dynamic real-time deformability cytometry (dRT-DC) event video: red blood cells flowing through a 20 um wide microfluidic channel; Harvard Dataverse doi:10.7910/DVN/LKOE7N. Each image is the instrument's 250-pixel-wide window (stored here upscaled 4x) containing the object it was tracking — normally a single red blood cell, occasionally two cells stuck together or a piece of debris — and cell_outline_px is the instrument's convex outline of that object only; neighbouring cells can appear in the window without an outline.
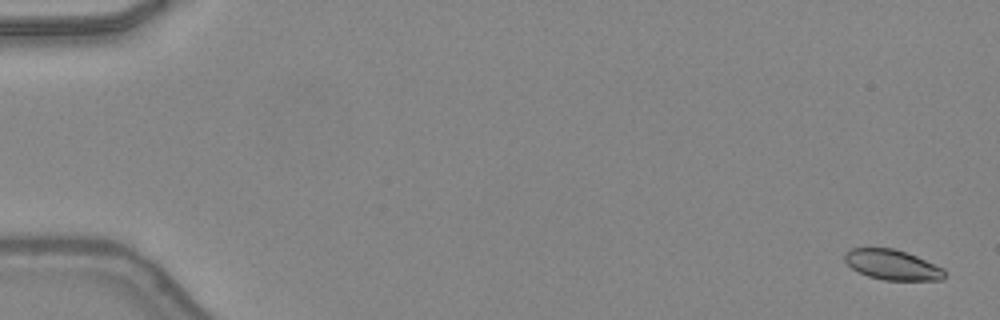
{"species": "common noctule bat (a hibernating species)", "species_latin": "Nyctalus noctula", "temperature_condition": "warm", "stored_images_in_passage": 49, "camera_frame_rate_fps": 3000, "um_per_image_px": 0.085, "animal": {"sex": "female", "body_mass_g": 24.6, "forearm_length_mm": 56.2}, "frame": {"image": 1, "passage_image": 2, "time_ms": 0.333, "image_size_px": [1000, 320], "cell_outline_px": [[948, 276], [944, 280], [884, 280], [868, 276], [852, 268], [844, 260], [844, 252], [852, 248], [892, 248], [916, 256], [944, 268]], "centroid_in_image_um": [75.88, 22.52], "position_along_channel_um": 9.1, "area_um2": 17.57}}
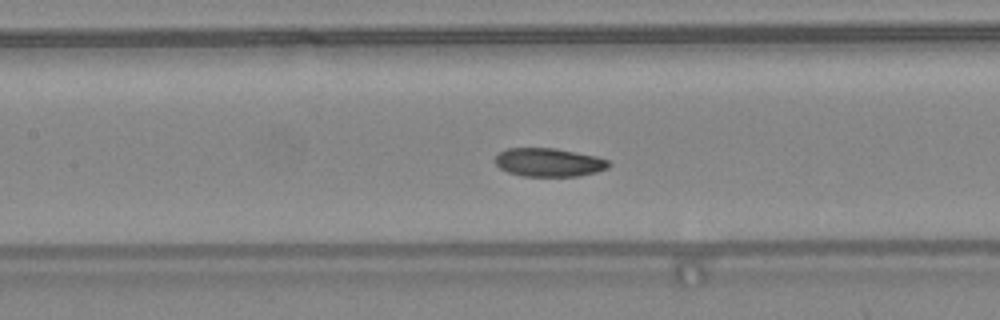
{"frame": {"image": 2, "passage_image": 24, "time_ms": 7.667, "image_size_px": [1000, 320], "cell_outline_px": [[612, 164], [608, 168], [596, 172], [580, 176], [524, 176], [508, 172], [500, 168], [496, 164], [496, 156], [500, 152], [508, 148], [552, 148], [596, 156], [608, 160]], "centroid_in_image_um": [46.68, 13.81], "position_along_channel_um": 160.7, "area_um2": 18.73}}
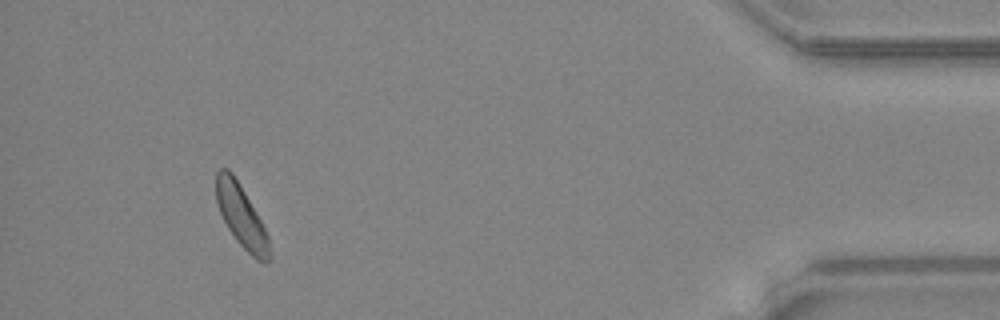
{"frame": {"image": 3, "passage_image": 46, "time_ms": 15.0, "image_size_px": [1000, 320], "cell_outline_px": [[268, 264], [264, 264], [256, 260], [236, 240], [228, 228], [220, 212], [216, 200], [216, 172], [220, 168], [228, 168], [232, 172], [256, 212], [268, 236]], "centroid_in_image_um": [20.48, 18.35], "position_along_channel_um": 414.7, "area_um2": 18.84}, "authors_computed_cell_mechanics": {"area_um2": 19.1318, "velocity_mm_per_s": 4.317, "shape_relaxation_time_tau1_ms": 2.3444, "shape_relaxation_time_tau2_ms": null, "deformation_change_tau1": 0.0687, "deformation_change_tau2": null}}